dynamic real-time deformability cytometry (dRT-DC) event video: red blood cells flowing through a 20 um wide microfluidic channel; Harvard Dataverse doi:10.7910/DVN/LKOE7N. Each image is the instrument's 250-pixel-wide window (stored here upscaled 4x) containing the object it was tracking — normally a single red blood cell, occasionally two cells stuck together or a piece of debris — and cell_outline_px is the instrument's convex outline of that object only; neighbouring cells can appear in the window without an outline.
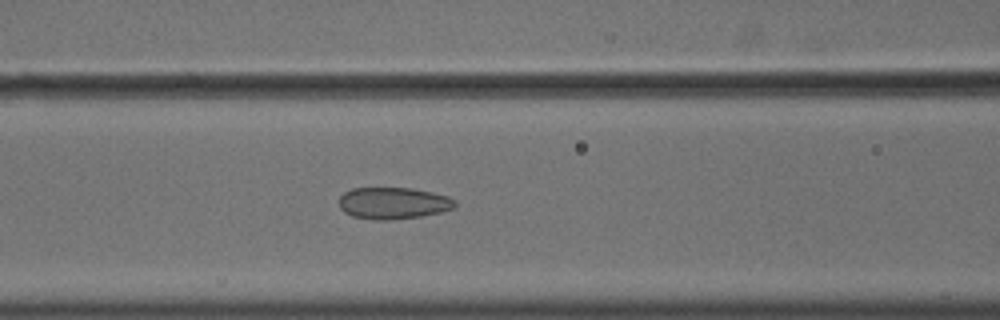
{"species": "common noctule bat (a hibernating species)", "species_latin": "Nyctalus noctula", "temperature_condition": "cold", "stored_images_in_passage": 38, "camera_frame_rate_fps": 3000, "um_per_image_px": 0.085, "animal": {"sex": "male", "body_mass_g": 18.8}, "frame": {"image": 1, "passage_image": 12, "time_ms": 3.667, "image_size_px": [1000, 320], "cell_outline_px": [[456, 208], [440, 212], [420, 216], [388, 220], [372, 220], [352, 216], [344, 212], [340, 208], [340, 196], [344, 192], [352, 188], [412, 188], [432, 192], [448, 196], [456, 200]], "centroid_in_image_um": [33.43, 17.26], "position_along_channel_um": 133.2, "area_um2": 21.56}}
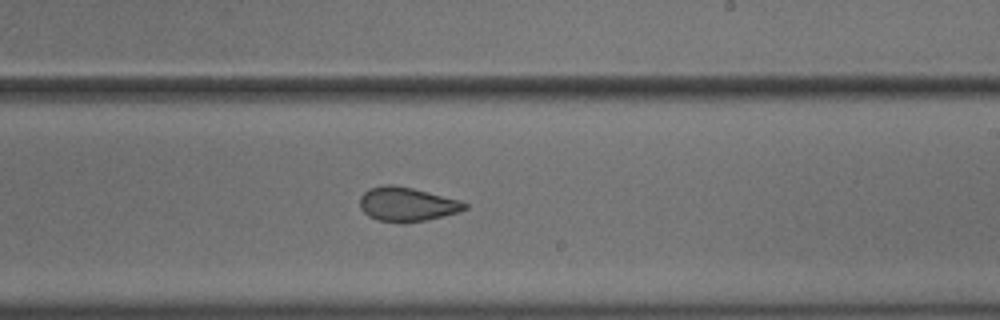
{"frame": {"image": 2, "passage_image": 22, "time_ms": 7.0, "image_size_px": [1000, 320], "cell_outline_px": [[468, 208], [460, 212], [428, 220], [376, 220], [368, 216], [360, 208], [360, 196], [368, 188], [384, 184], [392, 184], [412, 188], [460, 200], [468, 204]], "centroid_in_image_um": [34.6, 17.32], "position_along_channel_um": 254.4, "area_um2": 20.52}}
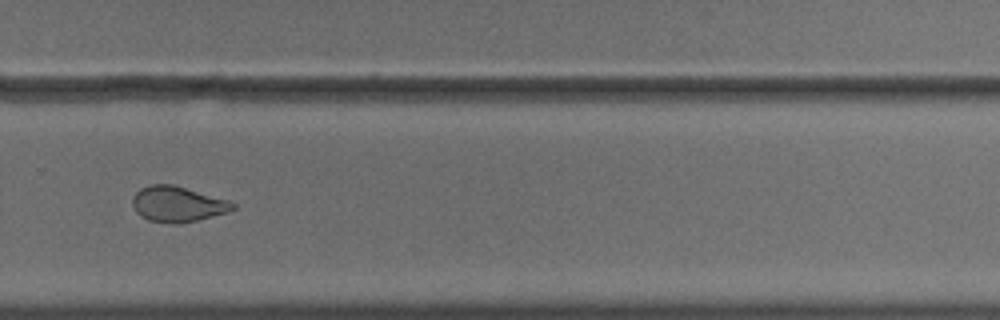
{"frame": {"image": 3, "passage_image": 27, "time_ms": 8.667, "image_size_px": [1000, 320], "cell_outline_px": [[236, 208], [228, 212], [196, 220], [172, 224], [148, 220], [140, 216], [136, 212], [132, 204], [132, 200], [136, 192], [140, 188], [152, 184], [172, 184], [228, 200], [236, 204]], "centroid_in_image_um": [15.08, 17.35], "position_along_channel_um": 314.7, "area_um2": 20.63}, "authors_computed_cell_mechanics": {"area_um2": 20.7502, "velocity_mm_per_s": 3.6344, "shape_relaxation_time_tau1_ms": null, "shape_relaxation_time_tau2_ms": 1.1807, "deformation_change_tau1": null, "deformation_change_tau2": 0.0675}}